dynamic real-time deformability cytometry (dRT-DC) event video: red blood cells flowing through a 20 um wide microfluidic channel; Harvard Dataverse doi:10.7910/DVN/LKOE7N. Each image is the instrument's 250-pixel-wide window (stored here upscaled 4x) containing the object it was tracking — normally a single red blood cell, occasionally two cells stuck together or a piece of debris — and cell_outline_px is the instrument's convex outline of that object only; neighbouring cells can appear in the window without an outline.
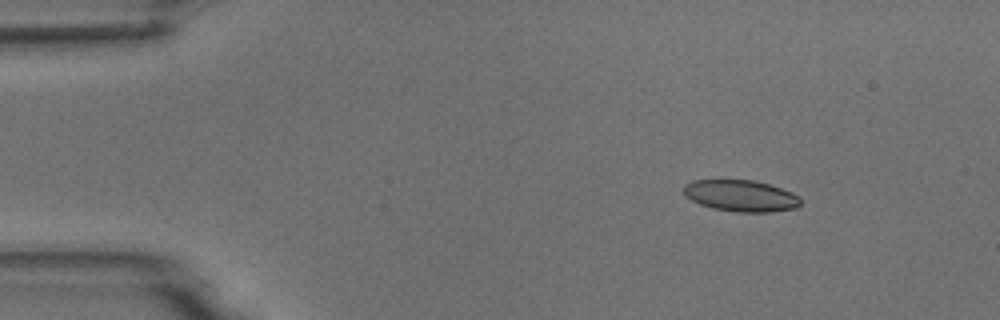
{"species": "common noctule bat (a hibernating species)", "species_latin": "Nyctalus noctula", "temperature_condition": "room temperature", "stored_images_in_passage": 3, "camera_frame_rate_fps": 3000, "um_per_image_px": 0.085, "animal": {"sex": "male", "body_mass_g": 18.8}, "frame": {"image": 1, "passage_image": 1, "time_ms": 0.0, "image_size_px": [1000, 320], "cell_outline_px": [[800, 204], [796, 208], [772, 212], [736, 212], [712, 208], [700, 204], [684, 196], [684, 184], [692, 180], [752, 180], [768, 184], [792, 192], [800, 196]], "centroid_in_image_um": [62.97, 16.64], "position_along_channel_um": 22.0, "area_um2": 21.5}}